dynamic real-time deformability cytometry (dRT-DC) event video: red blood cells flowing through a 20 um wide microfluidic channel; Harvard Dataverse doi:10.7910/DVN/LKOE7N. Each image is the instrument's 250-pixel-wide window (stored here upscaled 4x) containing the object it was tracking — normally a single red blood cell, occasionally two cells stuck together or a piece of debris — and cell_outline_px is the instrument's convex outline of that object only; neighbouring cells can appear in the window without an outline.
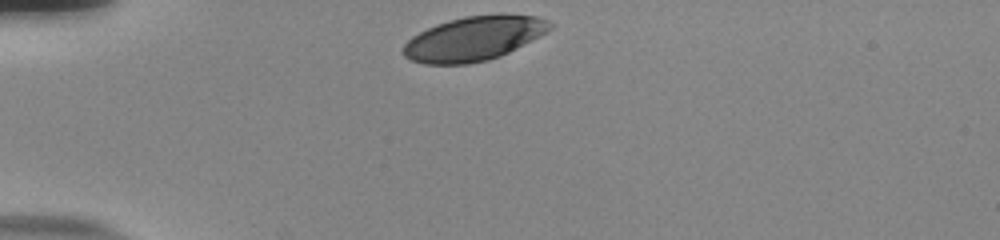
{"species": "human", "species_latin": "Homo sapiens", "temperature_condition": "room temperature", "stored_images_in_passage": 33, "camera_frame_rate_fps": 3000, "um_per_image_px": 0.085, "donor": {"sex": "male"}, "frame": {"image": 1, "passage_image": 1, "time_ms": 0.0, "image_size_px": [1000, 240], "cell_outline_px": [[552, 28], [548, 32], [500, 56], [488, 60], [468, 64], [424, 64], [412, 60], [404, 56], [400, 52], [404, 44], [412, 36], [436, 24], [448, 20], [464, 16], [536, 16], [548, 20], [552, 24]], "centroid_in_image_um": [40.23, 3.3], "position_along_channel_um": 44.8, "area_um2": 37.34}}
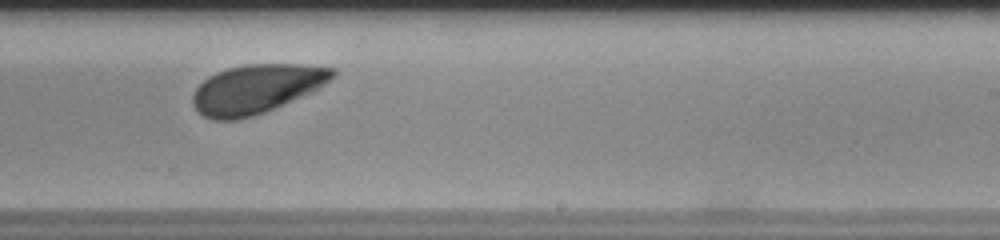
{"frame": {"image": 2, "passage_image": 22, "time_ms": 7.0, "image_size_px": [1000, 240], "cell_outline_px": [[336, 72], [320, 88], [312, 92], [264, 112], [252, 116], [236, 120], [212, 120], [204, 116], [192, 104], [192, 96], [196, 88], [208, 76], [216, 72], [228, 68], [244, 64], [300, 64], [336, 68]], "centroid_in_image_um": [21.77, 7.55], "position_along_channel_um": 267.2, "area_um2": 39.71}}
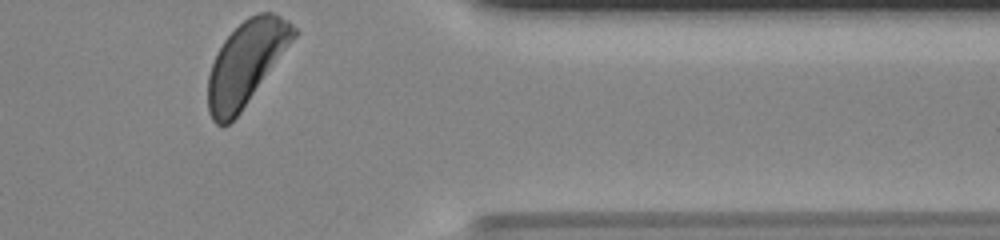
{"frame": {"image": 3, "passage_image": 33, "time_ms": 10.667, "image_size_px": [1000, 240], "cell_outline_px": [[296, 36], [240, 112], [228, 124], [216, 124], [212, 120], [208, 112], [208, 76], [212, 64], [224, 40], [248, 16], [256, 12], [272, 12], [288, 20], [296, 28]], "centroid_in_image_um": [20.91, 5.35], "position_along_channel_um": 390.5, "area_um2": 40.98}, "authors_computed_cell_mechanics": {"area_um2": 40.1132, "velocity_mm_per_s": 3.6914, "shape_relaxation_time_tau1_ms": 2.2427, "shape_relaxation_time_tau2_ms": null, "deformation_change_tau1": 0.1204, "deformation_change_tau2": null}}